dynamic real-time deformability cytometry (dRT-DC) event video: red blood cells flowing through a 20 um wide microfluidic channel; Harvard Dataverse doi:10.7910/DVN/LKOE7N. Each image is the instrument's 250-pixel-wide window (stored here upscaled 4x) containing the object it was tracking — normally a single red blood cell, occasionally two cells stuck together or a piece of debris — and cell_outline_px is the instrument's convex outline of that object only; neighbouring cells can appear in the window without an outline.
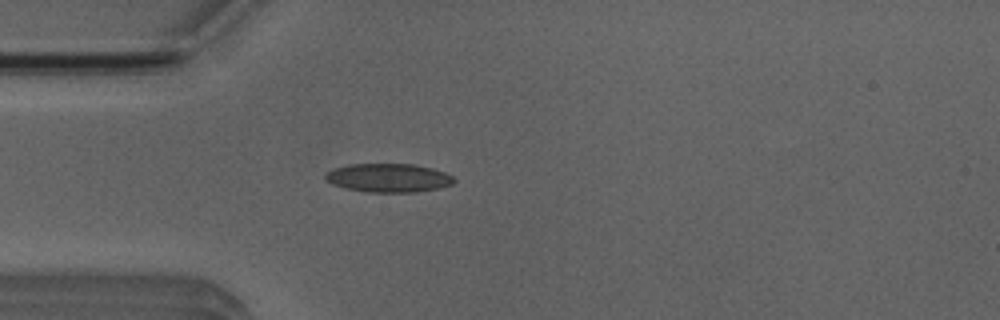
{"species": "Egyptian fruit bat (a non-hibernating species)", "species_latin": "Rousettus aegyptiacus", "temperature_condition": "room temperature", "stored_images_in_passage": 3, "camera_frame_rate_fps": 3000, "um_per_image_px": 0.085, "animal": {"sex": "male"}, "frame": {"image": 1, "passage_image": 3, "time_ms": 3.333, "image_size_px": [1000, 320], "cell_outline_px": [[456, 180], [452, 184], [436, 188], [416, 192], [364, 192], [344, 188], [332, 184], [324, 180], [324, 176], [332, 168], [348, 164], [412, 164], [432, 168], [444, 172], [452, 176]], "centroid_in_image_um": [32.96, 15.12], "position_along_channel_um": 52.0, "area_um2": 21.56}}